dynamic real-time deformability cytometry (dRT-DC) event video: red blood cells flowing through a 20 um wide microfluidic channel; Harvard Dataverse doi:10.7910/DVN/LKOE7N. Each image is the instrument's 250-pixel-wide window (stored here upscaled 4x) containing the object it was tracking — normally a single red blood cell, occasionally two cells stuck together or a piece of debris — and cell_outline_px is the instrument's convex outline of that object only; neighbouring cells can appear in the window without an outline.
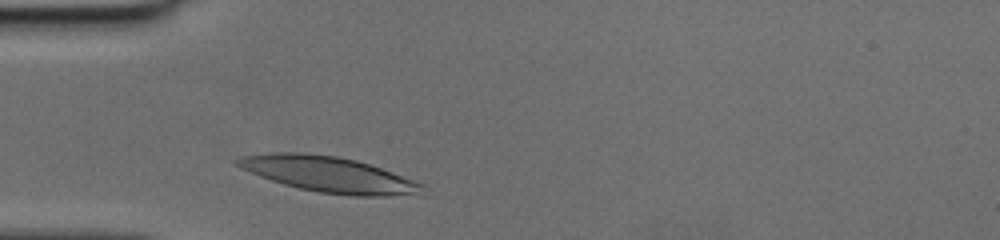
{"species": "human", "species_latin": "Homo sapiens", "temperature_condition": "cold", "stored_images_in_passage": 27, "camera_frame_rate_fps": 3000, "um_per_image_px": 0.085, "donor": {"sex": "female"}, "frame": {"image": 1, "passage_image": 3, "time_ms": 0.667, "image_size_px": [1000, 240], "cell_outline_px": [[424, 196], [352, 196], [320, 192], [300, 188], [284, 184], [260, 176], [240, 168], [232, 164], [232, 160], [240, 156], [272, 152], [304, 152], [336, 156], [356, 160], [392, 172], [424, 184]], "centroid_in_image_um": [27.96, 14.83], "position_along_channel_um": 57.0, "area_um2": 38.78}}
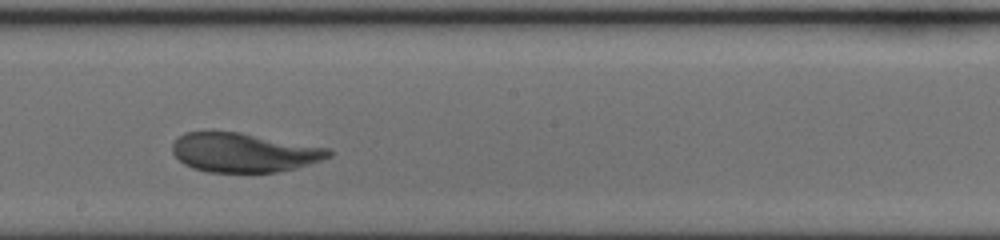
{"frame": {"image": 2, "passage_image": 16, "time_ms": 5.0, "image_size_px": [1000, 240], "cell_outline_px": [[332, 156], [296, 168], [276, 172], [208, 172], [192, 168], [184, 164], [172, 152], [172, 144], [184, 132], [240, 132], [328, 148], [332, 152]], "centroid_in_image_um": [20.71, 12.97], "position_along_channel_um": 227.5, "area_um2": 35.43}}
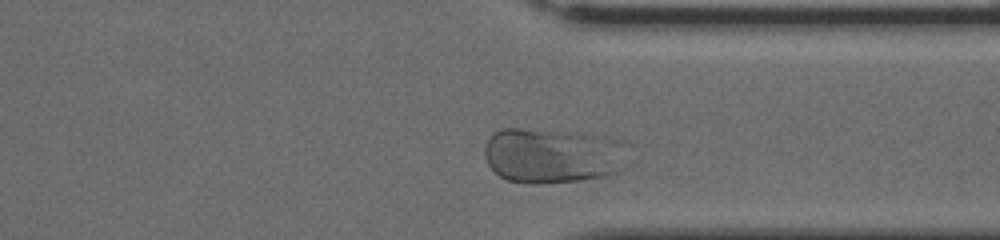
{"frame": {"image": 3, "passage_image": 26, "time_ms": 8.333, "image_size_px": [1000, 240], "cell_outline_px": [[628, 168], [620, 172], [608, 176], [580, 180], [536, 184], [532, 184], [508, 180], [500, 176], [488, 164], [484, 156], [484, 144], [492, 132], [500, 128], [520, 128], [564, 132], [604, 136], [616, 140], [624, 144]], "centroid_in_image_um": [46.97, 13.23], "position_along_channel_um": 364.4, "area_um2": 46.59}}